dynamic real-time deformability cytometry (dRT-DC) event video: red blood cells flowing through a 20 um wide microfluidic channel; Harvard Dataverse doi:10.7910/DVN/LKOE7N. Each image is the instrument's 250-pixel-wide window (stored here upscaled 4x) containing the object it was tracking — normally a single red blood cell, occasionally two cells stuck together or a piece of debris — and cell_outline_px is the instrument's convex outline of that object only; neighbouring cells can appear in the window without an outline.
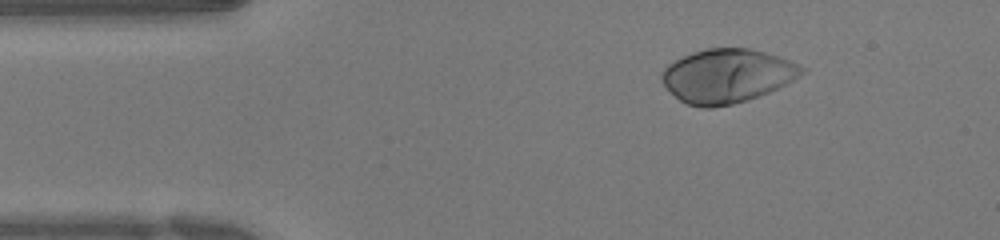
{"species": "human", "species_latin": "Homo sapiens", "temperature_condition": "warm", "stored_images_in_passage": 44, "camera_frame_rate_fps": 3000, "um_per_image_px": 0.085, "donor": {"sex": "female"}, "frame": {"image": 1, "passage_image": 1, "time_ms": 0.0, "image_size_px": [1000, 240], "cell_outline_px": [[808, 68], [804, 72], [792, 80], [768, 92], [748, 100], [732, 104], [712, 108], [700, 108], [688, 104], [680, 100], [660, 80], [660, 76], [664, 68], [668, 64], [692, 52], [708, 48], [748, 48], [764, 52], [788, 60]], "centroid_in_image_um": [61.78, 6.45], "position_along_channel_um": 23.2, "area_um2": 43.52}}
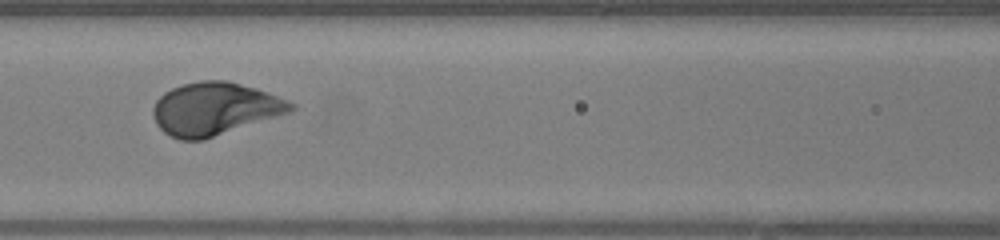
{"frame": {"image": 2, "passage_image": 15, "time_ms": 4.667, "image_size_px": [1000, 240], "cell_outline_px": [[296, 108], [292, 112], [204, 140], [180, 140], [164, 132], [156, 124], [152, 112], [152, 108], [156, 100], [164, 92], [172, 88], [184, 84], [200, 80], [224, 80], [256, 88], [296, 104]], "centroid_in_image_um": [18.25, 9.26], "position_along_channel_um": 148.3, "area_um2": 42.37}}
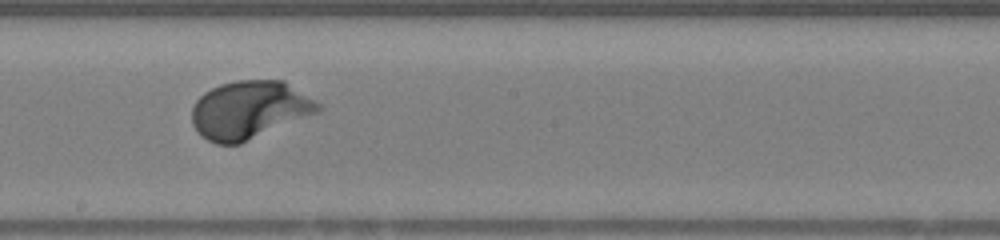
{"frame": {"image": 3, "passage_image": 21, "time_ms": 6.667, "image_size_px": [1000, 240], "cell_outline_px": [[320, 108], [316, 112], [240, 144], [216, 144], [200, 136], [196, 132], [192, 124], [192, 108], [196, 100], [204, 92], [220, 84], [236, 80], [284, 80], [316, 100], [320, 104]], "centroid_in_image_um": [21.15, 9.33], "position_along_channel_um": 227.1, "area_um2": 42.48}, "authors_computed_cell_mechanics": {"area_um2": 42.1651, "velocity_mm_per_s": 3.9465, "shape_relaxation_time_tau1_ms": 1.8486, "shape_relaxation_time_tau2_ms": null, "deformation_change_tau1": 0.1773, "deformation_change_tau2": null}}